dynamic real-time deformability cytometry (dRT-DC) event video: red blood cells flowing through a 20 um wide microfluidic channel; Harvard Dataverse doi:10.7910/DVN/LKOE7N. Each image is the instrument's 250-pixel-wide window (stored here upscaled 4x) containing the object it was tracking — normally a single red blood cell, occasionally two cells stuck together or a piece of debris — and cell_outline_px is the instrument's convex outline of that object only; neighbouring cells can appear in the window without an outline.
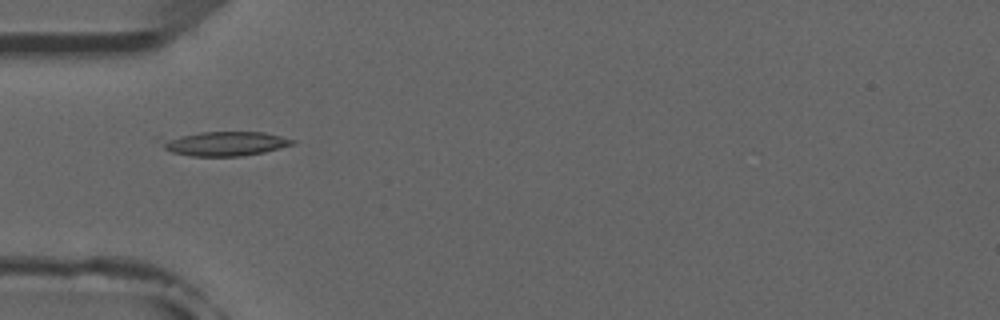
{"species": "common noctule bat (a hibernating species)", "species_latin": "Nyctalus noctula", "temperature_condition": "room temperature", "stored_images_in_passage": 7, "camera_frame_rate_fps": 3000, "um_per_image_px": 0.085, "animal": {"sex": "male", "forearm_length_mm": 52.5}, "frame": {"image": 1, "passage_image": 4, "time_ms": 4.667, "image_size_px": [1000, 320], "cell_outline_px": [[296, 144], [264, 152], [240, 156], [192, 156], [172, 152], [164, 148], [156, 136], [200, 132], [264, 132], [296, 140]], "centroid_in_image_um": [19.0, 12.19], "position_along_channel_um": 66.0, "area_um2": 19.07}}
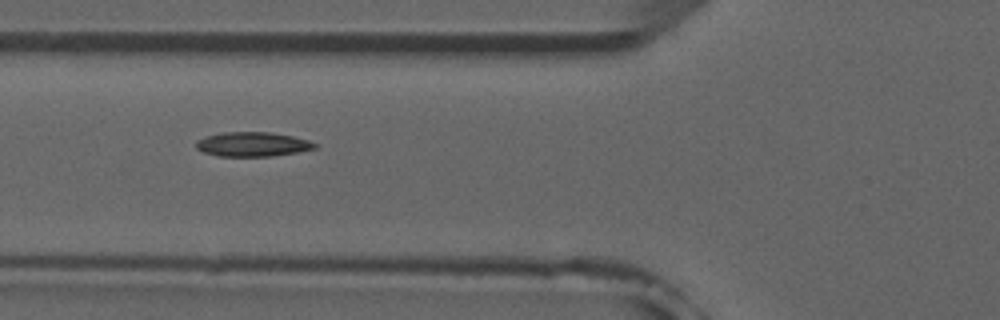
{"frame": {"image": 2, "passage_image": 5, "time_ms": 5.667, "image_size_px": [1000, 320], "cell_outline_px": [[316, 148], [296, 152], [272, 156], [220, 156], [204, 152], [196, 148], [196, 140], [208, 136], [224, 132], [268, 132], [292, 136], [308, 140], [316, 144]], "centroid_in_image_um": [21.45, 12.26], "position_along_channel_um": 104.3, "area_um2": 16.65}}
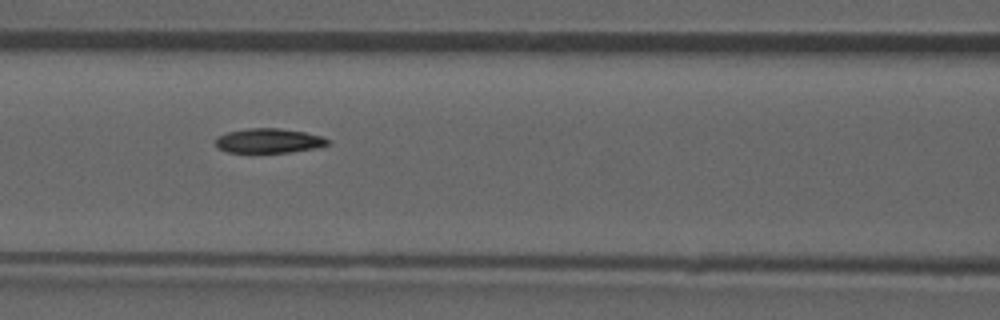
{"frame": {"image": 3, "passage_image": 6, "time_ms": 6.667, "image_size_px": [1000, 320], "cell_outline_px": [[332, 140], [328, 144], [316, 148], [288, 152], [228, 152], [216, 148], [216, 136], [228, 132], [248, 128], [280, 128], [304, 132], [320, 136]], "centroid_in_image_um": [22.83, 11.96], "position_along_channel_um": 143.8, "area_um2": 16.01}}